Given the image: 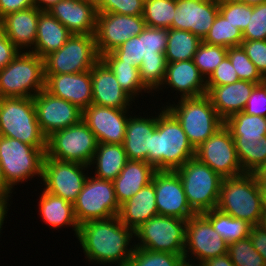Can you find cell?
I'll list each match as a JSON object with an SVG mask.
<instances>
[{
    "instance_id": "obj_11",
    "label": "cell",
    "mask_w": 266,
    "mask_h": 266,
    "mask_svg": "<svg viewBox=\"0 0 266 266\" xmlns=\"http://www.w3.org/2000/svg\"><path fill=\"white\" fill-rule=\"evenodd\" d=\"M187 220L156 215L134 231V247L184 255Z\"/></svg>"
},
{
    "instance_id": "obj_42",
    "label": "cell",
    "mask_w": 266,
    "mask_h": 266,
    "mask_svg": "<svg viewBox=\"0 0 266 266\" xmlns=\"http://www.w3.org/2000/svg\"><path fill=\"white\" fill-rule=\"evenodd\" d=\"M228 48L202 42L194 54L193 61L200 73L207 79L227 56Z\"/></svg>"
},
{
    "instance_id": "obj_62",
    "label": "cell",
    "mask_w": 266,
    "mask_h": 266,
    "mask_svg": "<svg viewBox=\"0 0 266 266\" xmlns=\"http://www.w3.org/2000/svg\"><path fill=\"white\" fill-rule=\"evenodd\" d=\"M258 225L266 229V203H263L261 219Z\"/></svg>"
},
{
    "instance_id": "obj_45",
    "label": "cell",
    "mask_w": 266,
    "mask_h": 266,
    "mask_svg": "<svg viewBox=\"0 0 266 266\" xmlns=\"http://www.w3.org/2000/svg\"><path fill=\"white\" fill-rule=\"evenodd\" d=\"M102 61H124L135 67H140L141 58L140 34L133 36L118 48L100 57Z\"/></svg>"
},
{
    "instance_id": "obj_67",
    "label": "cell",
    "mask_w": 266,
    "mask_h": 266,
    "mask_svg": "<svg viewBox=\"0 0 266 266\" xmlns=\"http://www.w3.org/2000/svg\"><path fill=\"white\" fill-rule=\"evenodd\" d=\"M218 3H224V2H227V1H237V0H216Z\"/></svg>"
},
{
    "instance_id": "obj_38",
    "label": "cell",
    "mask_w": 266,
    "mask_h": 266,
    "mask_svg": "<svg viewBox=\"0 0 266 266\" xmlns=\"http://www.w3.org/2000/svg\"><path fill=\"white\" fill-rule=\"evenodd\" d=\"M116 76L120 87L134 100L138 93L143 90L150 93L142 83L139 67L132 66L124 61H103ZM147 89V90H146Z\"/></svg>"
},
{
    "instance_id": "obj_12",
    "label": "cell",
    "mask_w": 266,
    "mask_h": 266,
    "mask_svg": "<svg viewBox=\"0 0 266 266\" xmlns=\"http://www.w3.org/2000/svg\"><path fill=\"white\" fill-rule=\"evenodd\" d=\"M74 214L79 225L91 221L118 216V204L113 181L88 177L83 189L73 203Z\"/></svg>"
},
{
    "instance_id": "obj_13",
    "label": "cell",
    "mask_w": 266,
    "mask_h": 266,
    "mask_svg": "<svg viewBox=\"0 0 266 266\" xmlns=\"http://www.w3.org/2000/svg\"><path fill=\"white\" fill-rule=\"evenodd\" d=\"M195 157L222 178L244 174L234 139L225 125L195 149Z\"/></svg>"
},
{
    "instance_id": "obj_36",
    "label": "cell",
    "mask_w": 266,
    "mask_h": 266,
    "mask_svg": "<svg viewBox=\"0 0 266 266\" xmlns=\"http://www.w3.org/2000/svg\"><path fill=\"white\" fill-rule=\"evenodd\" d=\"M176 8V0H145L142 16L146 26L151 28H171Z\"/></svg>"
},
{
    "instance_id": "obj_63",
    "label": "cell",
    "mask_w": 266,
    "mask_h": 266,
    "mask_svg": "<svg viewBox=\"0 0 266 266\" xmlns=\"http://www.w3.org/2000/svg\"><path fill=\"white\" fill-rule=\"evenodd\" d=\"M237 1L251 6L266 2V0H237Z\"/></svg>"
},
{
    "instance_id": "obj_27",
    "label": "cell",
    "mask_w": 266,
    "mask_h": 266,
    "mask_svg": "<svg viewBox=\"0 0 266 266\" xmlns=\"http://www.w3.org/2000/svg\"><path fill=\"white\" fill-rule=\"evenodd\" d=\"M156 171L154 166L145 161L128 160L120 174L113 180L119 206L152 182Z\"/></svg>"
},
{
    "instance_id": "obj_16",
    "label": "cell",
    "mask_w": 266,
    "mask_h": 266,
    "mask_svg": "<svg viewBox=\"0 0 266 266\" xmlns=\"http://www.w3.org/2000/svg\"><path fill=\"white\" fill-rule=\"evenodd\" d=\"M185 235L184 259L186 263L193 264L190 261L193 260L192 256L190 259L189 254H192L200 265L207 259L227 253L228 244L203 214H195L187 220Z\"/></svg>"
},
{
    "instance_id": "obj_29",
    "label": "cell",
    "mask_w": 266,
    "mask_h": 266,
    "mask_svg": "<svg viewBox=\"0 0 266 266\" xmlns=\"http://www.w3.org/2000/svg\"><path fill=\"white\" fill-rule=\"evenodd\" d=\"M129 116L123 147L128 160L145 161L148 163L151 136L156 129V117Z\"/></svg>"
},
{
    "instance_id": "obj_44",
    "label": "cell",
    "mask_w": 266,
    "mask_h": 266,
    "mask_svg": "<svg viewBox=\"0 0 266 266\" xmlns=\"http://www.w3.org/2000/svg\"><path fill=\"white\" fill-rule=\"evenodd\" d=\"M227 56L229 57L239 80L250 81L256 84L261 83L262 75L241 46L228 48Z\"/></svg>"
},
{
    "instance_id": "obj_58",
    "label": "cell",
    "mask_w": 266,
    "mask_h": 266,
    "mask_svg": "<svg viewBox=\"0 0 266 266\" xmlns=\"http://www.w3.org/2000/svg\"><path fill=\"white\" fill-rule=\"evenodd\" d=\"M59 1L61 0H34V5L40 11H47Z\"/></svg>"
},
{
    "instance_id": "obj_10",
    "label": "cell",
    "mask_w": 266,
    "mask_h": 266,
    "mask_svg": "<svg viewBox=\"0 0 266 266\" xmlns=\"http://www.w3.org/2000/svg\"><path fill=\"white\" fill-rule=\"evenodd\" d=\"M99 60L95 35L72 34L59 50L44 57L45 74L89 71Z\"/></svg>"
},
{
    "instance_id": "obj_5",
    "label": "cell",
    "mask_w": 266,
    "mask_h": 266,
    "mask_svg": "<svg viewBox=\"0 0 266 266\" xmlns=\"http://www.w3.org/2000/svg\"><path fill=\"white\" fill-rule=\"evenodd\" d=\"M177 104L165 108L181 124L194 149L224 125V120L218 115L207 94L180 98Z\"/></svg>"
},
{
    "instance_id": "obj_22",
    "label": "cell",
    "mask_w": 266,
    "mask_h": 266,
    "mask_svg": "<svg viewBox=\"0 0 266 266\" xmlns=\"http://www.w3.org/2000/svg\"><path fill=\"white\" fill-rule=\"evenodd\" d=\"M47 11L71 34L95 35L98 14L95 0H61Z\"/></svg>"
},
{
    "instance_id": "obj_51",
    "label": "cell",
    "mask_w": 266,
    "mask_h": 266,
    "mask_svg": "<svg viewBox=\"0 0 266 266\" xmlns=\"http://www.w3.org/2000/svg\"><path fill=\"white\" fill-rule=\"evenodd\" d=\"M261 75L266 73V40H243L240 45Z\"/></svg>"
},
{
    "instance_id": "obj_35",
    "label": "cell",
    "mask_w": 266,
    "mask_h": 266,
    "mask_svg": "<svg viewBox=\"0 0 266 266\" xmlns=\"http://www.w3.org/2000/svg\"><path fill=\"white\" fill-rule=\"evenodd\" d=\"M202 42L200 38L190 31L169 28L165 52L167 63L193 59Z\"/></svg>"
},
{
    "instance_id": "obj_20",
    "label": "cell",
    "mask_w": 266,
    "mask_h": 266,
    "mask_svg": "<svg viewBox=\"0 0 266 266\" xmlns=\"http://www.w3.org/2000/svg\"><path fill=\"white\" fill-rule=\"evenodd\" d=\"M172 29L190 31L202 41L219 12L216 0H176Z\"/></svg>"
},
{
    "instance_id": "obj_61",
    "label": "cell",
    "mask_w": 266,
    "mask_h": 266,
    "mask_svg": "<svg viewBox=\"0 0 266 266\" xmlns=\"http://www.w3.org/2000/svg\"><path fill=\"white\" fill-rule=\"evenodd\" d=\"M257 179H266V161L255 173Z\"/></svg>"
},
{
    "instance_id": "obj_30",
    "label": "cell",
    "mask_w": 266,
    "mask_h": 266,
    "mask_svg": "<svg viewBox=\"0 0 266 266\" xmlns=\"http://www.w3.org/2000/svg\"><path fill=\"white\" fill-rule=\"evenodd\" d=\"M72 34L48 11H40L34 48L30 51L41 58L59 50Z\"/></svg>"
},
{
    "instance_id": "obj_59",
    "label": "cell",
    "mask_w": 266,
    "mask_h": 266,
    "mask_svg": "<svg viewBox=\"0 0 266 266\" xmlns=\"http://www.w3.org/2000/svg\"><path fill=\"white\" fill-rule=\"evenodd\" d=\"M12 192H13L12 189L7 185V183L5 181L2 167L0 165V194L11 195Z\"/></svg>"
},
{
    "instance_id": "obj_54",
    "label": "cell",
    "mask_w": 266,
    "mask_h": 266,
    "mask_svg": "<svg viewBox=\"0 0 266 266\" xmlns=\"http://www.w3.org/2000/svg\"><path fill=\"white\" fill-rule=\"evenodd\" d=\"M20 50L6 37L0 40V70L9 64Z\"/></svg>"
},
{
    "instance_id": "obj_8",
    "label": "cell",
    "mask_w": 266,
    "mask_h": 266,
    "mask_svg": "<svg viewBox=\"0 0 266 266\" xmlns=\"http://www.w3.org/2000/svg\"><path fill=\"white\" fill-rule=\"evenodd\" d=\"M97 146L96 136L81 120L79 123L56 131L47 137L45 156L91 167Z\"/></svg>"
},
{
    "instance_id": "obj_17",
    "label": "cell",
    "mask_w": 266,
    "mask_h": 266,
    "mask_svg": "<svg viewBox=\"0 0 266 266\" xmlns=\"http://www.w3.org/2000/svg\"><path fill=\"white\" fill-rule=\"evenodd\" d=\"M33 101L40 130L46 138L82 120L83 110L75 104L51 95L45 89L36 94Z\"/></svg>"
},
{
    "instance_id": "obj_19",
    "label": "cell",
    "mask_w": 266,
    "mask_h": 266,
    "mask_svg": "<svg viewBox=\"0 0 266 266\" xmlns=\"http://www.w3.org/2000/svg\"><path fill=\"white\" fill-rule=\"evenodd\" d=\"M128 111L90 104L83 110L82 120L94 133L98 143L123 144Z\"/></svg>"
},
{
    "instance_id": "obj_55",
    "label": "cell",
    "mask_w": 266,
    "mask_h": 266,
    "mask_svg": "<svg viewBox=\"0 0 266 266\" xmlns=\"http://www.w3.org/2000/svg\"><path fill=\"white\" fill-rule=\"evenodd\" d=\"M249 238L253 247L262 255L266 263V229L259 225L252 226Z\"/></svg>"
},
{
    "instance_id": "obj_39",
    "label": "cell",
    "mask_w": 266,
    "mask_h": 266,
    "mask_svg": "<svg viewBox=\"0 0 266 266\" xmlns=\"http://www.w3.org/2000/svg\"><path fill=\"white\" fill-rule=\"evenodd\" d=\"M235 148L244 173H256L266 161V136L259 141L235 142Z\"/></svg>"
},
{
    "instance_id": "obj_15",
    "label": "cell",
    "mask_w": 266,
    "mask_h": 266,
    "mask_svg": "<svg viewBox=\"0 0 266 266\" xmlns=\"http://www.w3.org/2000/svg\"><path fill=\"white\" fill-rule=\"evenodd\" d=\"M146 27L143 16L98 13L95 31L98 55L101 57L112 52L131 37L139 35Z\"/></svg>"
},
{
    "instance_id": "obj_57",
    "label": "cell",
    "mask_w": 266,
    "mask_h": 266,
    "mask_svg": "<svg viewBox=\"0 0 266 266\" xmlns=\"http://www.w3.org/2000/svg\"><path fill=\"white\" fill-rule=\"evenodd\" d=\"M9 197H11V195L0 194V231L2 230L1 228H2V225L4 223L5 216H7V211H8L7 206L10 205L8 203V201L10 199Z\"/></svg>"
},
{
    "instance_id": "obj_28",
    "label": "cell",
    "mask_w": 266,
    "mask_h": 266,
    "mask_svg": "<svg viewBox=\"0 0 266 266\" xmlns=\"http://www.w3.org/2000/svg\"><path fill=\"white\" fill-rule=\"evenodd\" d=\"M154 183L150 182L120 206L121 222L135 231L153 216L158 215Z\"/></svg>"
},
{
    "instance_id": "obj_48",
    "label": "cell",
    "mask_w": 266,
    "mask_h": 266,
    "mask_svg": "<svg viewBox=\"0 0 266 266\" xmlns=\"http://www.w3.org/2000/svg\"><path fill=\"white\" fill-rule=\"evenodd\" d=\"M219 12L243 32L248 25L249 13L253 12V6L238 1H227L219 3Z\"/></svg>"
},
{
    "instance_id": "obj_47",
    "label": "cell",
    "mask_w": 266,
    "mask_h": 266,
    "mask_svg": "<svg viewBox=\"0 0 266 266\" xmlns=\"http://www.w3.org/2000/svg\"><path fill=\"white\" fill-rule=\"evenodd\" d=\"M145 0H95L97 13L142 16Z\"/></svg>"
},
{
    "instance_id": "obj_14",
    "label": "cell",
    "mask_w": 266,
    "mask_h": 266,
    "mask_svg": "<svg viewBox=\"0 0 266 266\" xmlns=\"http://www.w3.org/2000/svg\"><path fill=\"white\" fill-rule=\"evenodd\" d=\"M90 166L60 161L44 156L42 181L44 190L74 203L88 178L84 173Z\"/></svg>"
},
{
    "instance_id": "obj_18",
    "label": "cell",
    "mask_w": 266,
    "mask_h": 266,
    "mask_svg": "<svg viewBox=\"0 0 266 266\" xmlns=\"http://www.w3.org/2000/svg\"><path fill=\"white\" fill-rule=\"evenodd\" d=\"M158 215L188 220L196 213L189 206L182 181L176 171L157 170L152 178Z\"/></svg>"
},
{
    "instance_id": "obj_25",
    "label": "cell",
    "mask_w": 266,
    "mask_h": 266,
    "mask_svg": "<svg viewBox=\"0 0 266 266\" xmlns=\"http://www.w3.org/2000/svg\"><path fill=\"white\" fill-rule=\"evenodd\" d=\"M162 85L179 91L181 99L207 94L206 79L194 64L193 59L167 63Z\"/></svg>"
},
{
    "instance_id": "obj_1",
    "label": "cell",
    "mask_w": 266,
    "mask_h": 266,
    "mask_svg": "<svg viewBox=\"0 0 266 266\" xmlns=\"http://www.w3.org/2000/svg\"><path fill=\"white\" fill-rule=\"evenodd\" d=\"M133 236L134 231L125 226L118 216H114L81 224L77 239L88 261L101 265L116 263V266H127L135 248L129 245Z\"/></svg>"
},
{
    "instance_id": "obj_21",
    "label": "cell",
    "mask_w": 266,
    "mask_h": 266,
    "mask_svg": "<svg viewBox=\"0 0 266 266\" xmlns=\"http://www.w3.org/2000/svg\"><path fill=\"white\" fill-rule=\"evenodd\" d=\"M45 90L84 110L92 104L91 70L69 74H45Z\"/></svg>"
},
{
    "instance_id": "obj_40",
    "label": "cell",
    "mask_w": 266,
    "mask_h": 266,
    "mask_svg": "<svg viewBox=\"0 0 266 266\" xmlns=\"http://www.w3.org/2000/svg\"><path fill=\"white\" fill-rule=\"evenodd\" d=\"M167 39L168 29L146 27L140 33L141 58L166 59Z\"/></svg>"
},
{
    "instance_id": "obj_66",
    "label": "cell",
    "mask_w": 266,
    "mask_h": 266,
    "mask_svg": "<svg viewBox=\"0 0 266 266\" xmlns=\"http://www.w3.org/2000/svg\"><path fill=\"white\" fill-rule=\"evenodd\" d=\"M193 263L194 264H189V263L185 262L183 266H200V265L196 264L194 261H193Z\"/></svg>"
},
{
    "instance_id": "obj_56",
    "label": "cell",
    "mask_w": 266,
    "mask_h": 266,
    "mask_svg": "<svg viewBox=\"0 0 266 266\" xmlns=\"http://www.w3.org/2000/svg\"><path fill=\"white\" fill-rule=\"evenodd\" d=\"M200 266H235L228 254L207 259Z\"/></svg>"
},
{
    "instance_id": "obj_7",
    "label": "cell",
    "mask_w": 266,
    "mask_h": 266,
    "mask_svg": "<svg viewBox=\"0 0 266 266\" xmlns=\"http://www.w3.org/2000/svg\"><path fill=\"white\" fill-rule=\"evenodd\" d=\"M184 187L187 202L196 214L215 209L223 178L196 157L175 170Z\"/></svg>"
},
{
    "instance_id": "obj_3",
    "label": "cell",
    "mask_w": 266,
    "mask_h": 266,
    "mask_svg": "<svg viewBox=\"0 0 266 266\" xmlns=\"http://www.w3.org/2000/svg\"><path fill=\"white\" fill-rule=\"evenodd\" d=\"M262 193L255 173L223 178L217 209L223 213L258 225L262 214Z\"/></svg>"
},
{
    "instance_id": "obj_53",
    "label": "cell",
    "mask_w": 266,
    "mask_h": 266,
    "mask_svg": "<svg viewBox=\"0 0 266 266\" xmlns=\"http://www.w3.org/2000/svg\"><path fill=\"white\" fill-rule=\"evenodd\" d=\"M35 6L34 0H0V19L4 16Z\"/></svg>"
},
{
    "instance_id": "obj_46",
    "label": "cell",
    "mask_w": 266,
    "mask_h": 266,
    "mask_svg": "<svg viewBox=\"0 0 266 266\" xmlns=\"http://www.w3.org/2000/svg\"><path fill=\"white\" fill-rule=\"evenodd\" d=\"M166 68V59L142 60L139 67L140 78L149 91L163 89L161 86L165 79Z\"/></svg>"
},
{
    "instance_id": "obj_49",
    "label": "cell",
    "mask_w": 266,
    "mask_h": 266,
    "mask_svg": "<svg viewBox=\"0 0 266 266\" xmlns=\"http://www.w3.org/2000/svg\"><path fill=\"white\" fill-rule=\"evenodd\" d=\"M243 40H266V2L253 5L247 27L242 32Z\"/></svg>"
},
{
    "instance_id": "obj_60",
    "label": "cell",
    "mask_w": 266,
    "mask_h": 266,
    "mask_svg": "<svg viewBox=\"0 0 266 266\" xmlns=\"http://www.w3.org/2000/svg\"><path fill=\"white\" fill-rule=\"evenodd\" d=\"M257 181L261 189L263 203H266V179H257Z\"/></svg>"
},
{
    "instance_id": "obj_24",
    "label": "cell",
    "mask_w": 266,
    "mask_h": 266,
    "mask_svg": "<svg viewBox=\"0 0 266 266\" xmlns=\"http://www.w3.org/2000/svg\"><path fill=\"white\" fill-rule=\"evenodd\" d=\"M257 85L238 80L223 86H207V95L218 115L225 121L229 116L245 109L248 98Z\"/></svg>"
},
{
    "instance_id": "obj_43",
    "label": "cell",
    "mask_w": 266,
    "mask_h": 266,
    "mask_svg": "<svg viewBox=\"0 0 266 266\" xmlns=\"http://www.w3.org/2000/svg\"><path fill=\"white\" fill-rule=\"evenodd\" d=\"M227 254L235 266H266L249 237L228 245Z\"/></svg>"
},
{
    "instance_id": "obj_23",
    "label": "cell",
    "mask_w": 266,
    "mask_h": 266,
    "mask_svg": "<svg viewBox=\"0 0 266 266\" xmlns=\"http://www.w3.org/2000/svg\"><path fill=\"white\" fill-rule=\"evenodd\" d=\"M92 104L128 109L133 99L120 87L116 76L100 59L91 69Z\"/></svg>"
},
{
    "instance_id": "obj_4",
    "label": "cell",
    "mask_w": 266,
    "mask_h": 266,
    "mask_svg": "<svg viewBox=\"0 0 266 266\" xmlns=\"http://www.w3.org/2000/svg\"><path fill=\"white\" fill-rule=\"evenodd\" d=\"M0 135L20 140L46 152L32 97L0 98Z\"/></svg>"
},
{
    "instance_id": "obj_52",
    "label": "cell",
    "mask_w": 266,
    "mask_h": 266,
    "mask_svg": "<svg viewBox=\"0 0 266 266\" xmlns=\"http://www.w3.org/2000/svg\"><path fill=\"white\" fill-rule=\"evenodd\" d=\"M243 112L266 117V90L261 84L253 89Z\"/></svg>"
},
{
    "instance_id": "obj_64",
    "label": "cell",
    "mask_w": 266,
    "mask_h": 266,
    "mask_svg": "<svg viewBox=\"0 0 266 266\" xmlns=\"http://www.w3.org/2000/svg\"><path fill=\"white\" fill-rule=\"evenodd\" d=\"M5 30H4V23L3 20L0 19V40L5 36Z\"/></svg>"
},
{
    "instance_id": "obj_26",
    "label": "cell",
    "mask_w": 266,
    "mask_h": 266,
    "mask_svg": "<svg viewBox=\"0 0 266 266\" xmlns=\"http://www.w3.org/2000/svg\"><path fill=\"white\" fill-rule=\"evenodd\" d=\"M40 10L35 6L10 13L2 18L6 37L21 51L33 49Z\"/></svg>"
},
{
    "instance_id": "obj_2",
    "label": "cell",
    "mask_w": 266,
    "mask_h": 266,
    "mask_svg": "<svg viewBox=\"0 0 266 266\" xmlns=\"http://www.w3.org/2000/svg\"><path fill=\"white\" fill-rule=\"evenodd\" d=\"M156 117L148 163L156 170L175 171L195 157V149L177 119L165 108Z\"/></svg>"
},
{
    "instance_id": "obj_34",
    "label": "cell",
    "mask_w": 266,
    "mask_h": 266,
    "mask_svg": "<svg viewBox=\"0 0 266 266\" xmlns=\"http://www.w3.org/2000/svg\"><path fill=\"white\" fill-rule=\"evenodd\" d=\"M202 214L210 221L214 230L228 245L249 237L252 225L245 220L233 218L217 208Z\"/></svg>"
},
{
    "instance_id": "obj_37",
    "label": "cell",
    "mask_w": 266,
    "mask_h": 266,
    "mask_svg": "<svg viewBox=\"0 0 266 266\" xmlns=\"http://www.w3.org/2000/svg\"><path fill=\"white\" fill-rule=\"evenodd\" d=\"M242 41V31L224 18L220 12H218L213 25L203 40L204 43L226 48L240 46Z\"/></svg>"
},
{
    "instance_id": "obj_9",
    "label": "cell",
    "mask_w": 266,
    "mask_h": 266,
    "mask_svg": "<svg viewBox=\"0 0 266 266\" xmlns=\"http://www.w3.org/2000/svg\"><path fill=\"white\" fill-rule=\"evenodd\" d=\"M44 156L37 147L0 135V165L11 189L35 175L42 178Z\"/></svg>"
},
{
    "instance_id": "obj_33",
    "label": "cell",
    "mask_w": 266,
    "mask_h": 266,
    "mask_svg": "<svg viewBox=\"0 0 266 266\" xmlns=\"http://www.w3.org/2000/svg\"><path fill=\"white\" fill-rule=\"evenodd\" d=\"M224 125L230 130L234 142L259 141L266 136V117L242 111L229 116Z\"/></svg>"
},
{
    "instance_id": "obj_65",
    "label": "cell",
    "mask_w": 266,
    "mask_h": 266,
    "mask_svg": "<svg viewBox=\"0 0 266 266\" xmlns=\"http://www.w3.org/2000/svg\"><path fill=\"white\" fill-rule=\"evenodd\" d=\"M266 90V73L262 75L261 83H260Z\"/></svg>"
},
{
    "instance_id": "obj_41",
    "label": "cell",
    "mask_w": 266,
    "mask_h": 266,
    "mask_svg": "<svg viewBox=\"0 0 266 266\" xmlns=\"http://www.w3.org/2000/svg\"><path fill=\"white\" fill-rule=\"evenodd\" d=\"M184 255L135 247L127 266H183Z\"/></svg>"
},
{
    "instance_id": "obj_31",
    "label": "cell",
    "mask_w": 266,
    "mask_h": 266,
    "mask_svg": "<svg viewBox=\"0 0 266 266\" xmlns=\"http://www.w3.org/2000/svg\"><path fill=\"white\" fill-rule=\"evenodd\" d=\"M40 196L39 210L44 222L55 229L61 226H72L75 232L74 235L77 237L80 225L74 214L73 203L50 194L44 189Z\"/></svg>"
},
{
    "instance_id": "obj_6",
    "label": "cell",
    "mask_w": 266,
    "mask_h": 266,
    "mask_svg": "<svg viewBox=\"0 0 266 266\" xmlns=\"http://www.w3.org/2000/svg\"><path fill=\"white\" fill-rule=\"evenodd\" d=\"M45 79L44 58L30 50L20 51L9 64L0 70V98H33L45 89Z\"/></svg>"
},
{
    "instance_id": "obj_32",
    "label": "cell",
    "mask_w": 266,
    "mask_h": 266,
    "mask_svg": "<svg viewBox=\"0 0 266 266\" xmlns=\"http://www.w3.org/2000/svg\"><path fill=\"white\" fill-rule=\"evenodd\" d=\"M127 161L123 144L98 143L91 165L96 163L95 177L113 181Z\"/></svg>"
},
{
    "instance_id": "obj_50",
    "label": "cell",
    "mask_w": 266,
    "mask_h": 266,
    "mask_svg": "<svg viewBox=\"0 0 266 266\" xmlns=\"http://www.w3.org/2000/svg\"><path fill=\"white\" fill-rule=\"evenodd\" d=\"M239 80V77L230 62L228 56L224 57L222 62L206 79L207 86H223L234 83Z\"/></svg>"
}]
</instances>
